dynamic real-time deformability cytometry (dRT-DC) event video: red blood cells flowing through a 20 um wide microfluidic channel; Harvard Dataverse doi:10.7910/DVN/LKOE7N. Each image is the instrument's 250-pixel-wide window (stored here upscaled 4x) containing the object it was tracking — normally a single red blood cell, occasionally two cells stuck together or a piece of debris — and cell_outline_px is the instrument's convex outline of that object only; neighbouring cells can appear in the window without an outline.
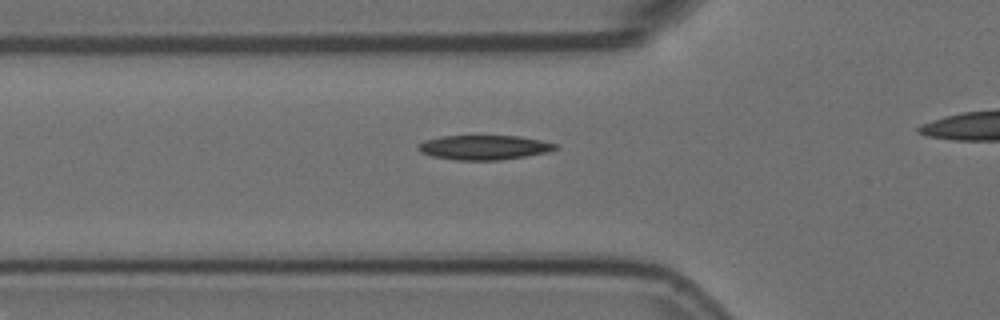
{"species": "Egyptian fruit bat (a non-hibernating species)", "species_latin": "Rousettus aegyptiacus", "temperature_condition": "room temperature", "stored_images_in_passage": 3, "camera_frame_rate_fps": 3000, "um_per_image_px": 0.085, "animal": {"sex": "female"}, "frame": {"image": 1, "passage_image": 3, "time_ms": 0.667, "image_size_px": [1000, 320], "cell_outline_px": [[560, 148], [548, 152], [500, 160], [456, 160], [432, 156], [420, 152], [416, 148], [424, 140], [440, 136], [520, 136], [540, 140], [556, 144]], "centroid_in_image_um": [41.14, 12.53], "position_along_channel_um": 84.7, "area_um2": 19.59}}